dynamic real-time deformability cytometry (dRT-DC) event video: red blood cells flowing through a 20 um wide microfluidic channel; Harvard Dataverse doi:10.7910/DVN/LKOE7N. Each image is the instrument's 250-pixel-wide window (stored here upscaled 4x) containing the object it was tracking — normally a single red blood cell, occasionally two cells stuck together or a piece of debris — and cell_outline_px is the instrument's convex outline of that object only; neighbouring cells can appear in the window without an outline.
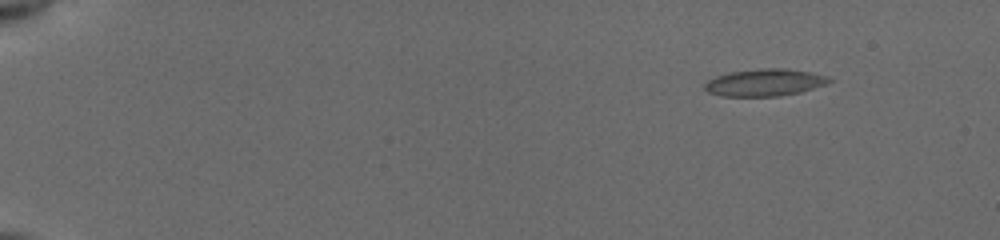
{"species": "common noctule bat (a hibernating species)", "species_latin": "Nyctalus noctula", "temperature_condition": "cold", "stored_images_in_passage": 11, "camera_frame_rate_fps": 3000, "um_per_image_px": 0.085, "animal": {"sex": "female", "body_mass_g": 19.5, "forearm_length_mm": 54.1}, "frame": {"image": 1, "passage_image": 4, "time_ms": 1.0, "image_size_px": [1000, 240], "cell_outline_px": [[832, 80], [824, 84], [800, 92], [780, 96], [724, 96], [708, 92], [704, 88], [704, 84], [708, 80], [716, 76], [732, 72], [764, 68], [784, 68], [808, 72], [828, 76]], "centroid_in_image_um": [64.98, 7.02], "position_along_channel_um": 20.0, "area_um2": 19.36}}